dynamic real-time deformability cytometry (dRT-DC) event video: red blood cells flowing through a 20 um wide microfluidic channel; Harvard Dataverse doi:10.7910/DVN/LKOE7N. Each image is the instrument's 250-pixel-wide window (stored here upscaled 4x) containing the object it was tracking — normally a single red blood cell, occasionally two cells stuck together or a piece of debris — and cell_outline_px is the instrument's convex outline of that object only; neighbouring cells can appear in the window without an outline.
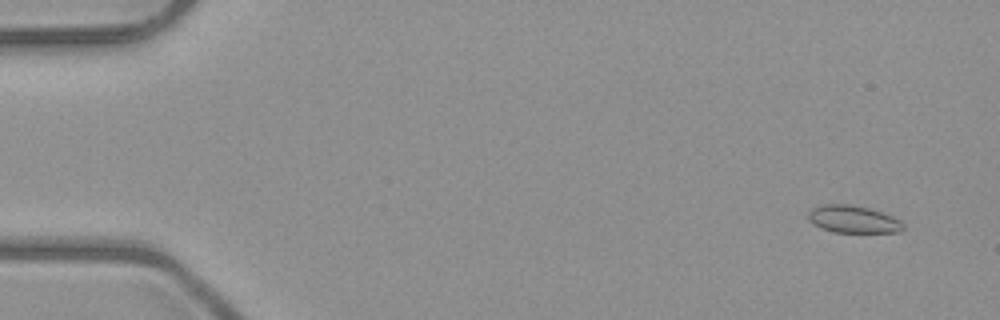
{"species": "common noctule bat (a hibernating species)", "species_latin": "Nyctalus noctula", "temperature_condition": "room temperature", "stored_images_in_passage": 6, "camera_frame_rate_fps": 3000, "um_per_image_px": 0.085, "animal": {"sex": "male", "body_mass_g": 23.1, "forearm_length_mm": 52.7}, "frame": {"image": 1, "passage_image": 1, "time_ms": 0.0, "image_size_px": [1000, 320], "cell_outline_px": [[904, 228], [900, 232], [832, 232], [820, 228], [812, 224], [808, 220], [808, 212], [812, 208], [824, 204], [848, 204], [868, 208], [892, 216], [900, 220], [904, 224]], "centroid_in_image_um": [72.49, 18.64], "position_along_channel_um": 12.5, "area_um2": 15.2}}
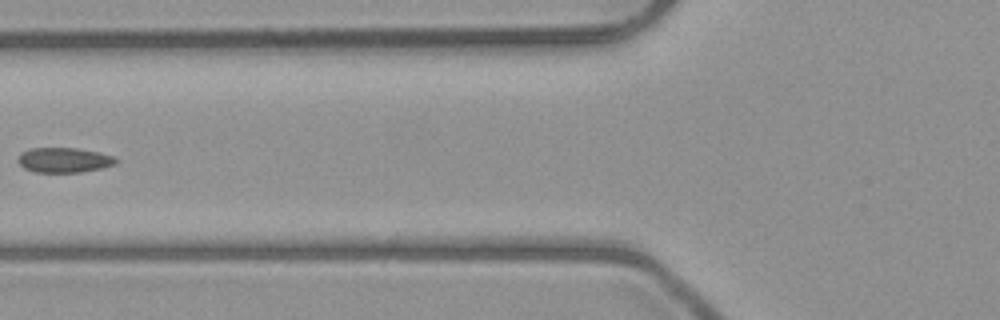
{"frame": {"image": 2, "passage_image": 6, "time_ms": 6.0, "image_size_px": [1000, 320], "cell_outline_px": [[116, 164], [100, 168], [80, 172], [36, 172], [24, 168], [16, 160], [20, 152], [32, 148], [76, 148], [96, 152], [112, 156], [116, 160]], "centroid_in_image_um": [5.38, 13.6], "position_along_channel_um": 120.4, "area_um2": 14.05}}